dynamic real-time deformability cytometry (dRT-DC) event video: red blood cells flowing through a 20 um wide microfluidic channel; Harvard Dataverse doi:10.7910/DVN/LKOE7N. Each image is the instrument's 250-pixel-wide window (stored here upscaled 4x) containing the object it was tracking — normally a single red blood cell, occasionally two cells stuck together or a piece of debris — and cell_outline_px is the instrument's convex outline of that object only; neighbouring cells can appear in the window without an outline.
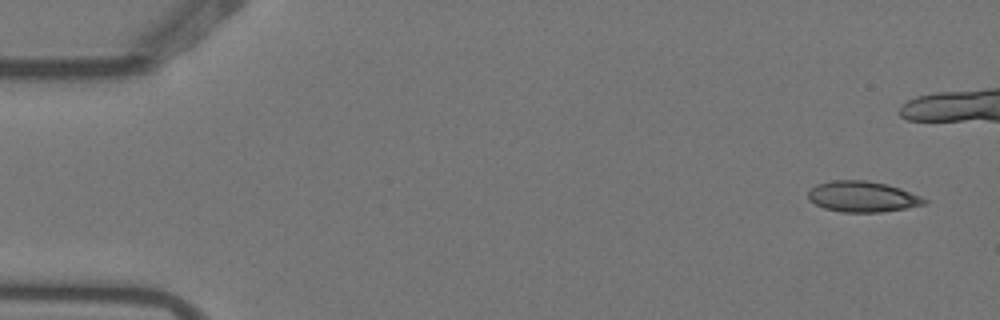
{"species": "Egyptian fruit bat (a non-hibernating species)", "species_latin": "Rousettus aegyptiacus", "temperature_condition": "warm", "stored_images_in_passage": 8, "camera_frame_rate_fps": 3000, "um_per_image_px": 0.085, "animal": {"sex": "female"}, "frame": {"image": 1, "passage_image": 1, "time_ms": 0.0, "image_size_px": [1000, 320], "cell_outline_px": [[928, 204], [880, 212], [840, 212], [824, 208], [808, 200], [808, 192], [816, 184], [832, 180], [864, 180], [884, 184], [900, 188], [920, 196], [928, 200]], "centroid_in_image_um": [73.29, 16.72], "position_along_channel_um": 11.7, "area_um2": 20.75}}
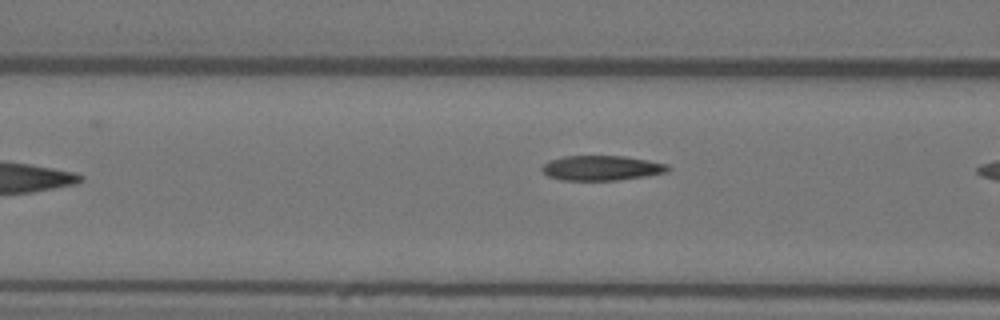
{"frame": {"image": 2, "passage_image": 7, "time_ms": 2.0, "image_size_px": [1000, 320], "cell_outline_px": [[672, 168], [668, 172], [648, 176], [616, 180], [560, 180], [548, 176], [540, 168], [548, 160], [564, 156], [624, 156], [648, 160], [668, 164]], "centroid_in_image_um": [51.16, 14.28], "position_along_channel_um": 115.4, "area_um2": 18.44}}